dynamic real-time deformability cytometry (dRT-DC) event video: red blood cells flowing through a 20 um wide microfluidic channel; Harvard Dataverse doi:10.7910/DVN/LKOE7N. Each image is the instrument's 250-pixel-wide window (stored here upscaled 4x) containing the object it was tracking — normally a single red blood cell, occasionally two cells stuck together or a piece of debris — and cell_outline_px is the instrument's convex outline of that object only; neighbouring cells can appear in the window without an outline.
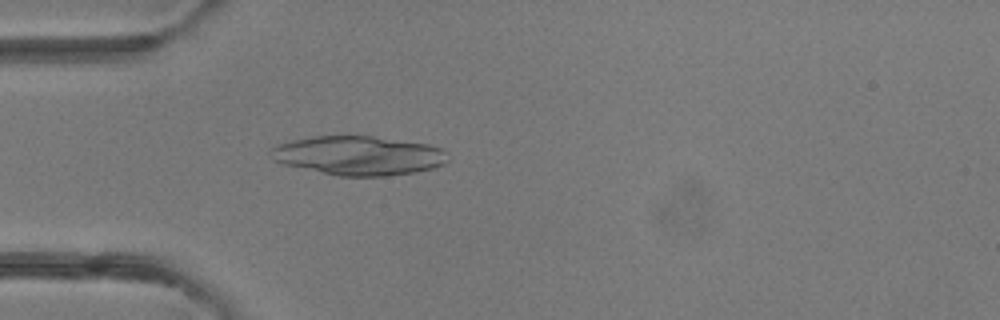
{"species": "common noctule bat (a hibernating species)", "species_latin": "Nyctalus noctula", "temperature_condition": "room temperature", "stored_images_in_passage": 4, "camera_frame_rate_fps": 3000, "um_per_image_px": 0.085, "animal": {"sex": "female"}, "frame": {"image": 1, "passage_image": 4, "time_ms": 4.333, "image_size_px": [1000, 320], "cell_outline_px": [[448, 160], [444, 164], [436, 168], [416, 172], [388, 176], [336, 176], [284, 164], [272, 160], [268, 152], [268, 148], [276, 144], [292, 140], [312, 136], [372, 136], [428, 144], [440, 148], [448, 152]], "centroid_in_image_um": [30.46, 13.23], "position_along_channel_um": 54.5, "area_um2": 40.86}}